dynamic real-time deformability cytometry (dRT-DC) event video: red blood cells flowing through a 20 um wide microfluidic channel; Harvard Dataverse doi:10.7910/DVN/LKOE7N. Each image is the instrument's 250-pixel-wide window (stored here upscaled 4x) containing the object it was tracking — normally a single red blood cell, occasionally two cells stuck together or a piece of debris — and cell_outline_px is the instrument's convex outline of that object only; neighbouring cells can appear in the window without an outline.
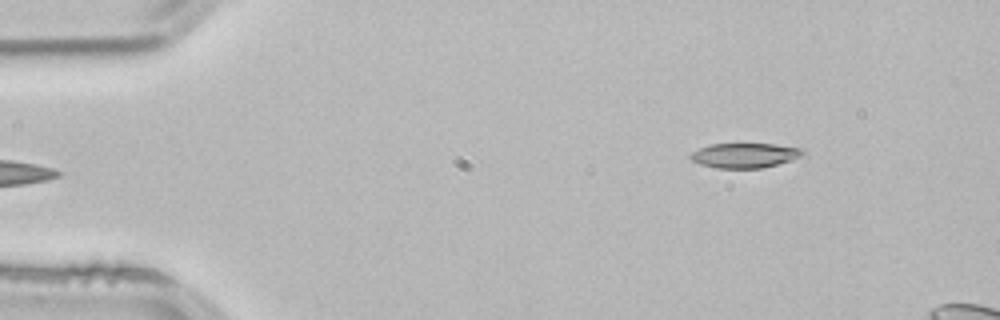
{"species": "common noctule bat (a hibernating species)", "species_latin": "Nyctalus noctula", "temperature_condition": "room temperature", "stored_images_in_passage": 3, "camera_frame_rate_fps": 3000, "um_per_image_px": 0.085, "animal": {"sex": "male", "body_mass_g": 21.5, "forearm_length_mm": 52.0}, "frame": {"image": 1, "passage_image": 3, "time_ms": 0.667, "image_size_px": [1000, 320], "cell_outline_px": [[804, 152], [800, 156], [776, 164], [760, 168], [716, 168], [700, 164], [692, 160], [688, 156], [692, 152], [700, 148], [712, 144], [772, 144], [804, 148]], "centroid_in_image_um": [63.27, 13.2], "position_along_channel_um": 21.7, "area_um2": 15.95}}